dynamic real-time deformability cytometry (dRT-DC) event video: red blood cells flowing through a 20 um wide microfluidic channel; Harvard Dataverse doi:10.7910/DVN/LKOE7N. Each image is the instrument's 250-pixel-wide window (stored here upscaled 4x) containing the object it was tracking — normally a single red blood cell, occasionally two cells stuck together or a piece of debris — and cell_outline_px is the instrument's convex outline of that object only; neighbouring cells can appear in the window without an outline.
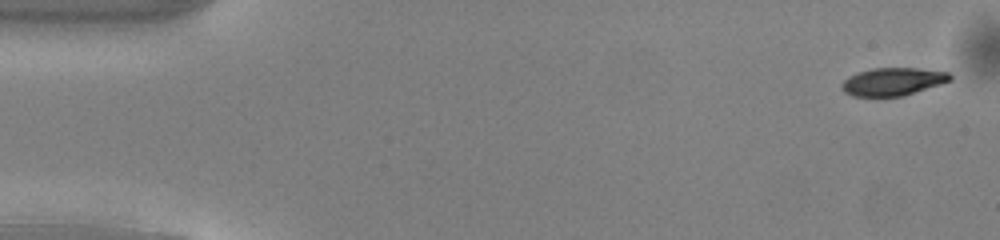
{"species": "common noctule bat (a hibernating species)", "species_latin": "Nyctalus noctula", "temperature_condition": "warm", "stored_images_in_passage": 45, "camera_frame_rate_fps": 3000, "um_per_image_px": 0.085, "animal": {"sex": "male", "body_mass_g": 13.0, "forearm_length_mm": 53.1}, "frame": {"image": 1, "passage_image": 1, "time_ms": 0.0, "image_size_px": [1000, 240], "cell_outline_px": [[952, 80], [904, 96], [852, 96], [844, 92], [840, 88], [840, 84], [848, 76], [856, 72], [872, 68], [916, 68], [948, 72], [952, 76]], "centroid_in_image_um": [75.85, 6.93], "position_along_channel_um": 9.2, "area_um2": 17.69}}
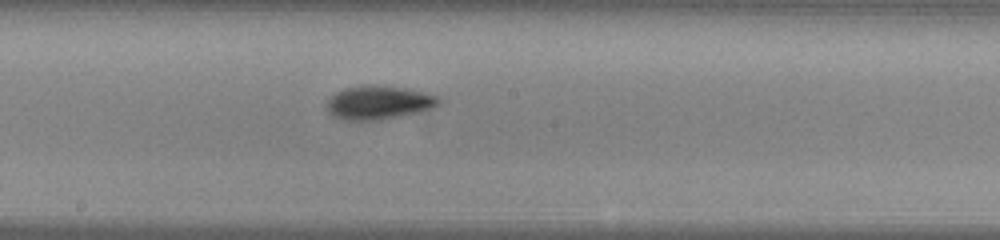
{"frame": {"image": 2, "passage_image": 26, "time_ms": 8.333, "image_size_px": [1000, 240], "cell_outline_px": [[440, 104], [432, 108], [416, 112], [380, 120], [344, 120], [332, 116], [328, 112], [328, 100], [336, 92], [344, 88], [368, 84], [372, 84], [404, 88], [440, 96]], "centroid_in_image_um": [32.18, 8.71], "position_along_channel_um": 216.0, "area_um2": 21.85}}
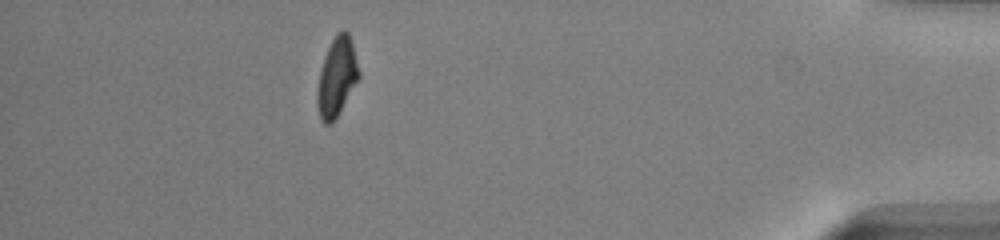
{"frame": {"image": 3, "passage_image": 44, "time_ms": 14.333, "image_size_px": [1000, 240], "cell_outline_px": [[360, 76], [336, 116], [328, 124], [324, 124], [320, 120], [316, 100], [316, 92], [320, 72], [324, 56], [336, 32], [344, 28], [348, 32], [352, 44], [360, 72]], "centroid_in_image_um": [28.61, 6.5], "position_along_channel_um": 406.6, "area_um2": 18.79}}